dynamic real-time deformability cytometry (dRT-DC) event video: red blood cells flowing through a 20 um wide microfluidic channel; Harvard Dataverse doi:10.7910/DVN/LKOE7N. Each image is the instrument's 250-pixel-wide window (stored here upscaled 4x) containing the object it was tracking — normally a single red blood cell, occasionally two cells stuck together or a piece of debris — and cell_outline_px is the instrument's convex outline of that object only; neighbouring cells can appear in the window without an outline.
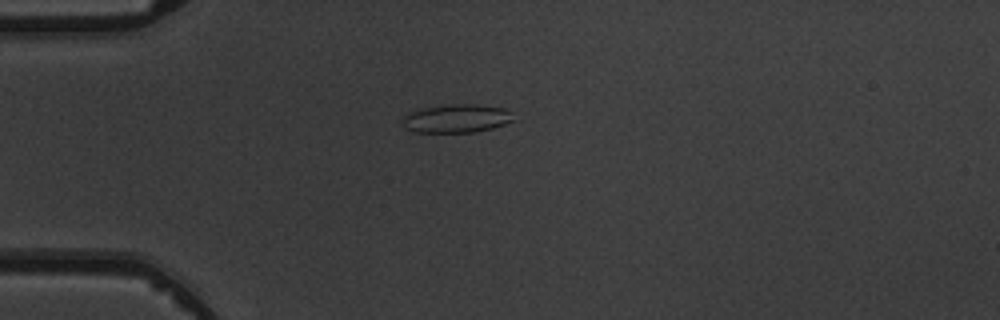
{"species": "common noctule bat (a hibernating species)", "species_latin": "Nyctalus noctula", "temperature_condition": "warm", "stored_images_in_passage": 5, "camera_frame_rate_fps": 3000, "um_per_image_px": 0.085, "animal": {"sex": "male", "body_mass_g": 19.5, "forearm_length_mm": 54.6}, "frame": {"image": 1, "passage_image": 2, "time_ms": 1.0, "image_size_px": [1000, 320], "cell_outline_px": [[516, 120], [492, 128], [476, 132], [416, 132], [408, 128], [400, 120], [408, 112], [420, 108], [448, 104], [476, 104], [504, 108], [512, 112]], "centroid_in_image_um": [38.83, 10.06], "position_along_channel_um": 46.2, "area_um2": 18.55}}
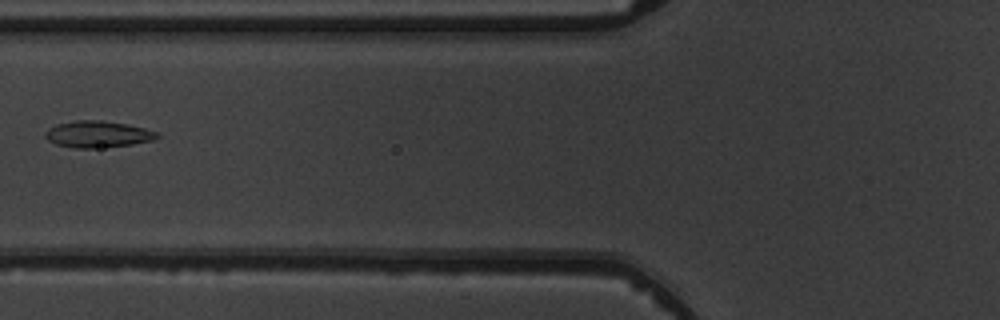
{"frame": {"image": 2, "passage_image": 4, "time_ms": 3.333, "image_size_px": [1000, 320], "cell_outline_px": [[160, 136], [152, 140], [132, 144], [92, 148], [72, 148], [56, 144], [48, 140], [44, 136], [44, 132], [48, 128], [56, 124], [76, 120], [100, 120], [128, 124], [144, 128], [156, 132]], "centroid_in_image_um": [8.26, 11.4], "position_along_channel_um": 117.5, "area_um2": 17.28}}
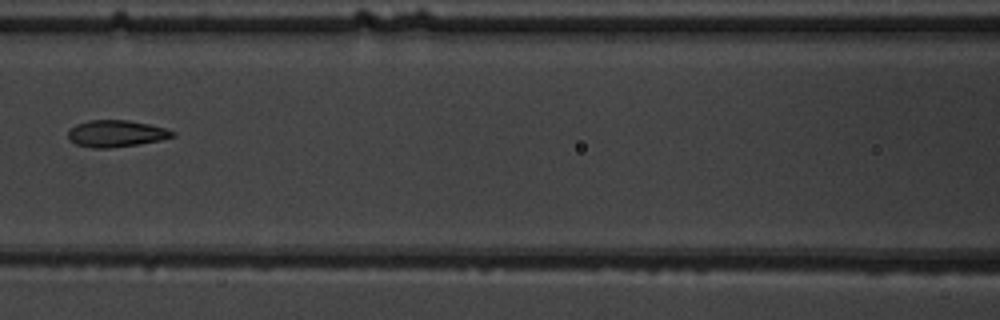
{"frame": {"image": 3, "passage_image": 5, "time_ms": 4.333, "image_size_px": [1000, 320], "cell_outline_px": [[176, 136], [160, 140], [140, 144], [108, 148], [92, 148], [76, 144], [68, 140], [68, 132], [76, 124], [88, 120], [128, 120], [148, 124], [164, 128], [176, 132]], "centroid_in_image_um": [9.87, 11.36], "position_along_channel_um": 156.7, "area_um2": 16.3}}